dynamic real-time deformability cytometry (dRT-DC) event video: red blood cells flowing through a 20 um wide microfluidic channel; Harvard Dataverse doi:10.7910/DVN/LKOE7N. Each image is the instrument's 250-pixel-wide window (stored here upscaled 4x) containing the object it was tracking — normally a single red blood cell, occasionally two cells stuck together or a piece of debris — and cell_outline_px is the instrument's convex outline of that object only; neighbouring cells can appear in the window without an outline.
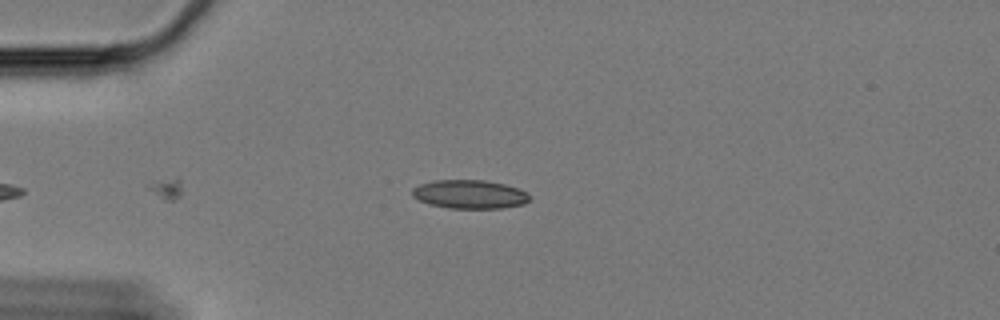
{"species": "Egyptian fruit bat (a non-hibernating species)", "species_latin": "Rousettus aegyptiacus", "temperature_condition": "cold", "stored_images_in_passage": 17, "camera_frame_rate_fps": 3000, "um_per_image_px": 0.085, "animal": {"sex": "female"}, "frame": {"image": 1, "passage_image": 1, "time_ms": 0.0, "image_size_px": [1000, 320], "cell_outline_px": [[528, 200], [524, 204], [504, 208], [448, 208], [432, 204], [420, 200], [412, 196], [412, 188], [420, 184], [436, 180], [484, 180], [504, 184], [520, 188], [528, 192]], "centroid_in_image_um": [39.95, 16.51], "position_along_channel_um": 45.1, "area_um2": 19.54}}
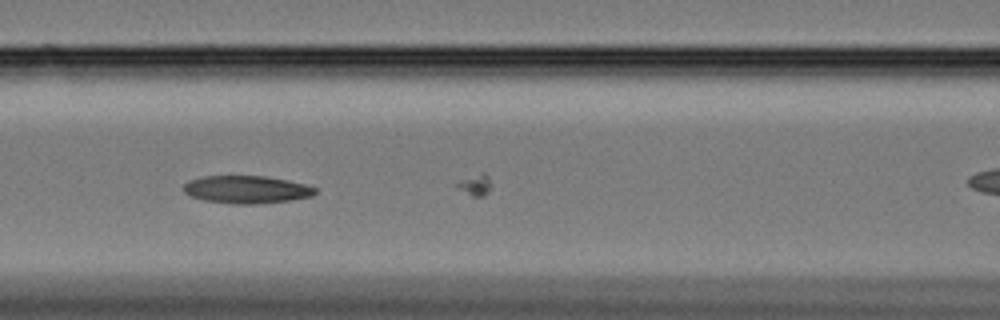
{"frame": {"image": 2, "passage_image": 6, "time_ms": 1.667, "image_size_px": [1000, 320], "cell_outline_px": [[316, 192], [312, 196], [292, 200], [260, 204], [232, 204], [204, 200], [192, 196], [184, 192], [184, 184], [192, 180], [204, 176], [264, 176], [304, 184], [316, 188]], "centroid_in_image_um": [20.97, 16.12], "position_along_channel_um": 145.6, "area_um2": 21.04}}